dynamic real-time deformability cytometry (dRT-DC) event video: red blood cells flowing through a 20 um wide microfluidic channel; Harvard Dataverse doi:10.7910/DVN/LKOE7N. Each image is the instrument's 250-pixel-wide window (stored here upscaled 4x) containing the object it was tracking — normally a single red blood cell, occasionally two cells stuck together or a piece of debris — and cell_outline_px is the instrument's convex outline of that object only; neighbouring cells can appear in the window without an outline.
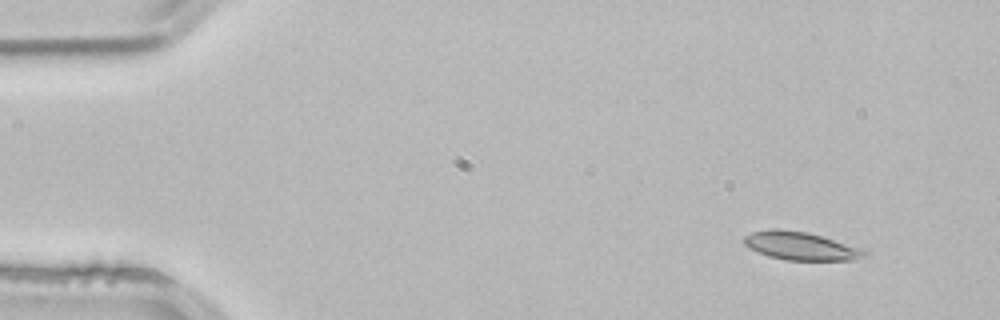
{"species": "common noctule bat (a hibernating species)", "species_latin": "Nyctalus noctula", "temperature_condition": "room temperature", "stored_images_in_passage": 3, "camera_frame_rate_fps": 3000, "um_per_image_px": 0.085, "animal": {"sex": "male", "body_mass_g": 21.5, "forearm_length_mm": 52.0}, "frame": {"image": 1, "passage_image": 1, "time_ms": 0.0, "image_size_px": [1000, 320], "cell_outline_px": [[868, 252], [864, 256], [856, 260], [784, 260], [768, 256], [748, 248], [744, 244], [744, 236], [752, 232], [768, 228], [776, 228], [808, 232], [864, 248]], "centroid_in_image_um": [68.06, 20.9], "position_along_channel_um": 16.9, "area_um2": 20.06}}
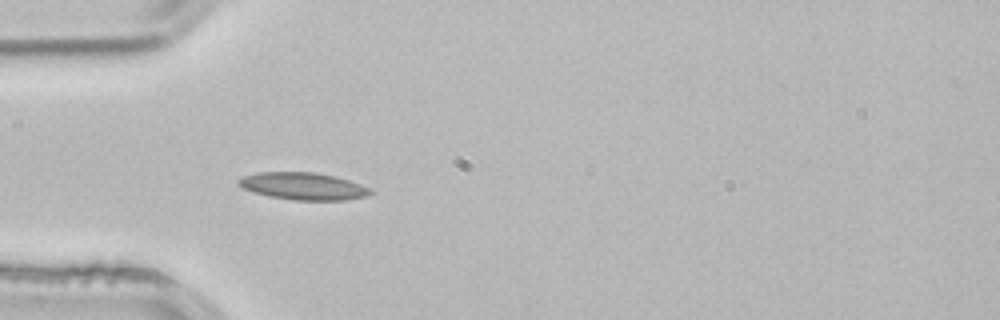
{"frame": {"image": 2, "passage_image": 3, "time_ms": 0.667, "image_size_px": [1000, 320], "cell_outline_px": [[372, 192], [368, 196], [344, 200], [292, 200], [268, 196], [252, 192], [236, 184], [236, 180], [244, 176], [256, 172], [316, 172], [336, 176], [360, 184], [368, 188]], "centroid_in_image_um": [25.73, 15.82], "position_along_channel_um": 59.3, "area_um2": 21.04}}